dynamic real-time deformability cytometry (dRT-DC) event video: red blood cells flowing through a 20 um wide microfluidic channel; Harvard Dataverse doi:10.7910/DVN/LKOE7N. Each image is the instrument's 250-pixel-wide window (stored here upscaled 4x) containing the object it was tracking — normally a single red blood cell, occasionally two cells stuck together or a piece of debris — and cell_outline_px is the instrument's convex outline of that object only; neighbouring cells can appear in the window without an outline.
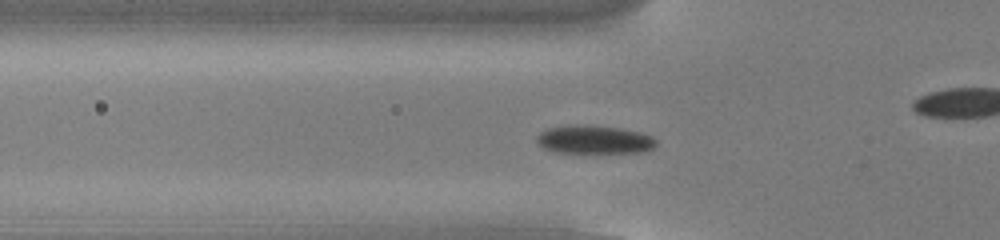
{"species": "common noctule bat (a hibernating species)", "species_latin": "Nyctalus noctula", "temperature_condition": "cold", "stored_images_in_passage": 52, "camera_frame_rate_fps": 3000, "um_per_image_px": 0.085, "animal": {"sex": "male", "body_mass_g": 13.0, "forearm_length_mm": 53.1}, "frame": {"image": 1, "passage_image": 15, "time_ms": 4.667, "image_size_px": [1000, 240], "cell_outline_px": [[656, 144], [652, 148], [644, 152], [552, 152], [544, 148], [536, 140], [536, 136], [540, 132], [548, 128], [568, 124], [584, 124], [620, 128], [640, 132], [652, 136], [656, 140]], "centroid_in_image_um": [50.48, 11.85], "position_along_channel_um": 75.3, "area_um2": 19.83}}
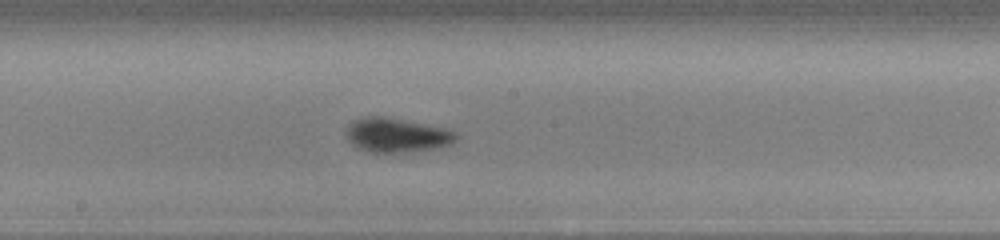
{"frame": {"image": 2, "passage_image": 26, "time_ms": 8.333, "image_size_px": [1000, 240], "cell_outline_px": [[460, 136], [452, 144], [436, 148], [412, 152], [368, 152], [356, 148], [348, 140], [348, 124], [352, 120], [364, 116], [384, 116], [452, 128]], "centroid_in_image_um": [33.79, 11.47], "position_along_channel_um": 214.4, "area_um2": 22.54}}
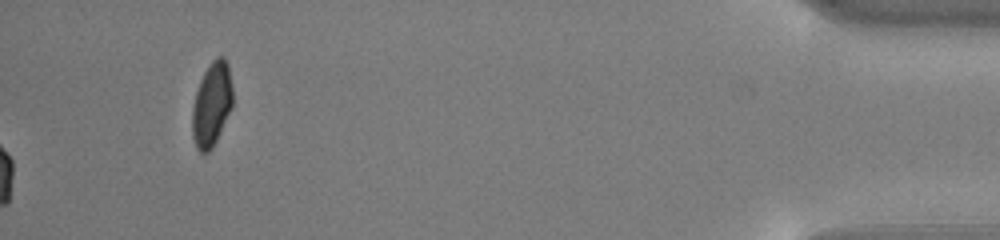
{"frame": {"image": 3, "passage_image": 52, "time_ms": 17.0, "image_size_px": [1000, 240], "cell_outline_px": [[232, 108], [212, 148], [208, 152], [200, 152], [196, 148], [192, 136], [192, 108], [196, 92], [200, 80], [204, 72], [212, 60], [216, 56], [224, 56], [228, 64], [232, 88]], "centroid_in_image_um": [17.99, 8.86], "position_along_channel_um": 417.2, "area_um2": 19.83}, "authors_computed_cell_mechanics": {"area_um2": 19.8832, "velocity_mm_per_s": 3.7835, "shape_relaxation_time_tau1_ms": 2.4961, "shape_relaxation_time_tau2_ms": null, "deformation_change_tau1": 0.0965, "deformation_change_tau2": null}}